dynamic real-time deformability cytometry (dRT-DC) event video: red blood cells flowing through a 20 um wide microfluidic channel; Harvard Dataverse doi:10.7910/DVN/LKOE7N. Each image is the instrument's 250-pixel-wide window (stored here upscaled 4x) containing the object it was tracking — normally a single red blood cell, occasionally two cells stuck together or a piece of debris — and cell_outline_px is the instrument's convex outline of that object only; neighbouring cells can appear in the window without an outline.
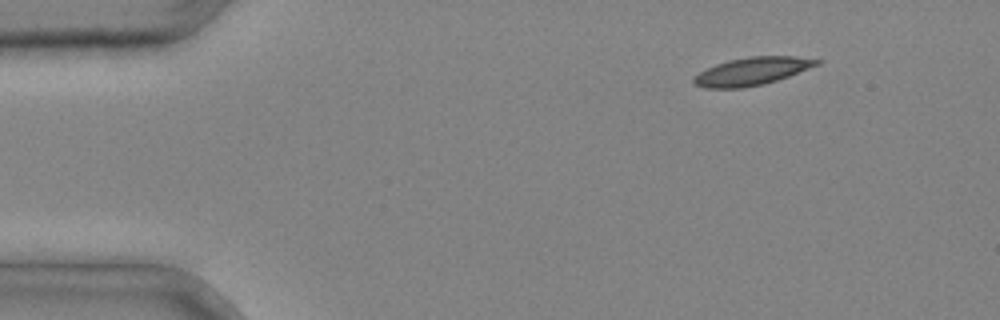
{"species": "common noctule bat (a hibernating species)", "species_latin": "Nyctalus noctula", "temperature_condition": "cold", "stored_images_in_passage": 7, "camera_frame_rate_fps": 3000, "um_per_image_px": 0.085, "animal": {"sex": "male", "body_mass_g": 20.4}, "frame": {"image": 1, "passage_image": 1, "time_ms": 0.0, "image_size_px": [1000, 320], "cell_outline_px": [[824, 60], [820, 64], [788, 76], [764, 84], [744, 88], [704, 88], [696, 84], [692, 80], [692, 76], [716, 64], [728, 60], [752, 56], [796, 56]], "centroid_in_image_um": [63.93, 6.05], "position_along_channel_um": 21.1, "area_um2": 19.94}}